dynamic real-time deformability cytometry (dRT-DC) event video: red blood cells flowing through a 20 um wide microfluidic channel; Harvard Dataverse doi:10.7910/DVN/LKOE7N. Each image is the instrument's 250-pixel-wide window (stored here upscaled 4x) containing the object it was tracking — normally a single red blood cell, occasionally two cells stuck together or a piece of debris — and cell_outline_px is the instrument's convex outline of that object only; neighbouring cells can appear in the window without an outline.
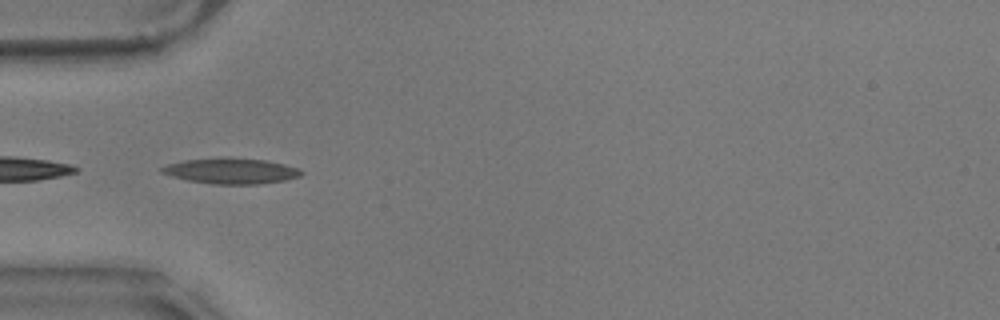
{"species": "common noctule bat (a hibernating species)", "species_latin": "Nyctalus noctula", "temperature_condition": "warm", "stored_images_in_passage": 25, "camera_frame_rate_fps": 3000, "um_per_image_px": 0.085, "animal": {"sex": "male", "body_mass_g": 17.9}, "frame": {"image": 1, "passage_image": 1, "time_ms": 0.0, "image_size_px": [1000, 320], "cell_outline_px": [[304, 172], [300, 176], [284, 180], [256, 184], [212, 184], [188, 180], [172, 176], [160, 172], [160, 168], [168, 164], [184, 160], [268, 160], [300, 168]], "centroid_in_image_um": [19.68, 14.57], "position_along_channel_um": 65.3, "area_um2": 19.88}}
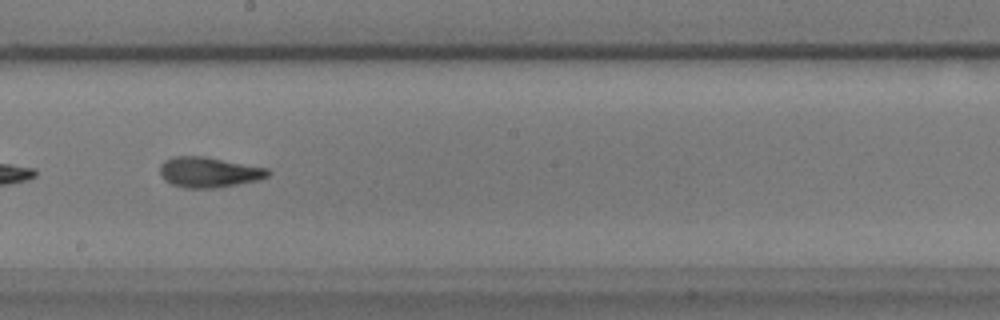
{"frame": {"image": 2, "passage_image": 15, "time_ms": 4.667, "image_size_px": [1000, 320], "cell_outline_px": [[272, 172], [268, 176], [260, 180], [216, 188], [184, 188], [172, 184], [164, 180], [160, 172], [160, 164], [164, 160], [172, 156], [204, 156], [268, 168]], "centroid_in_image_um": [17.76, 14.64], "position_along_channel_um": 230.4, "area_um2": 19.31}}
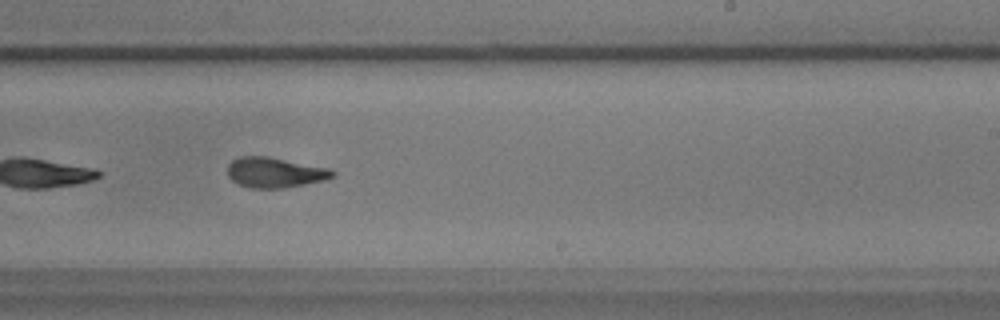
{"frame": {"image": 3, "passage_image": 18, "time_ms": 5.667, "image_size_px": [1000, 320], "cell_outline_px": [[336, 176], [324, 180], [304, 184], [280, 188], [252, 188], [240, 184], [232, 180], [228, 176], [228, 164], [232, 160], [240, 156], [268, 156], [328, 168], [336, 172]], "centroid_in_image_um": [23.36, 14.65], "position_along_channel_um": 265.6, "area_um2": 18.38}}